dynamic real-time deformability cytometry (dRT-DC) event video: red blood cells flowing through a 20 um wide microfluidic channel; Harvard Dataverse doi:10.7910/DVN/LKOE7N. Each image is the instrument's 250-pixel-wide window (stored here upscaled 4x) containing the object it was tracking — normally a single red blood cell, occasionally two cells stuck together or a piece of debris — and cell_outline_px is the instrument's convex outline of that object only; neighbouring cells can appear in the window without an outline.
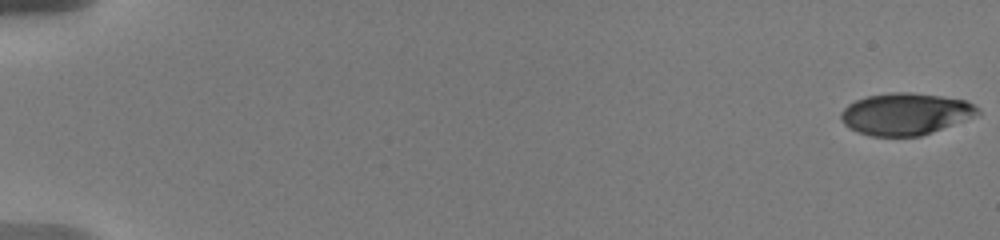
{"species": "human", "species_latin": "Homo sapiens", "temperature_condition": "warm", "stored_images_in_passage": 73, "camera_frame_rate_fps": 3000, "um_per_image_px": 0.085, "donor": {"sex": "male"}, "frame": {"image": 1, "passage_image": 1, "time_ms": 0.0, "image_size_px": [1000, 240], "cell_outline_px": [[980, 112], [972, 116], [932, 132], [920, 136], [872, 136], [860, 132], [844, 124], [840, 116], [840, 112], [848, 104], [856, 100], [868, 96], [896, 92], [908, 92], [940, 96], [964, 100], [972, 104]], "centroid_in_image_um": [76.91, 9.68], "position_along_channel_um": 8.1, "area_um2": 32.6}}
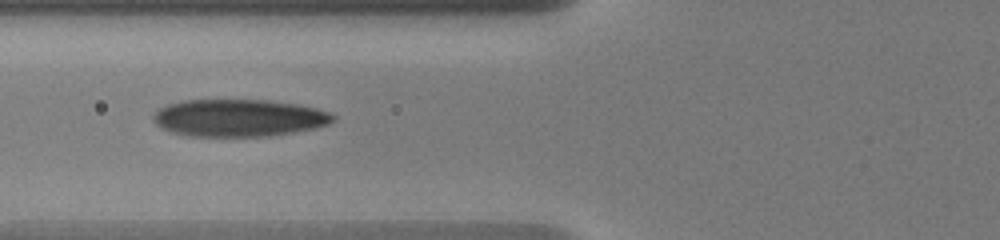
{"frame": {"image": 2, "passage_image": 29, "time_ms": 7.667, "image_size_px": [1000, 240], "cell_outline_px": [[332, 120], [328, 124], [312, 128], [272, 136], [188, 136], [172, 132], [160, 128], [152, 120], [152, 116], [160, 108], [168, 104], [184, 100], [264, 100], [300, 104], [316, 108], [328, 112], [332, 116]], "centroid_in_image_um": [20.24, 10.02], "position_along_channel_um": 105.6, "area_um2": 38.9}}
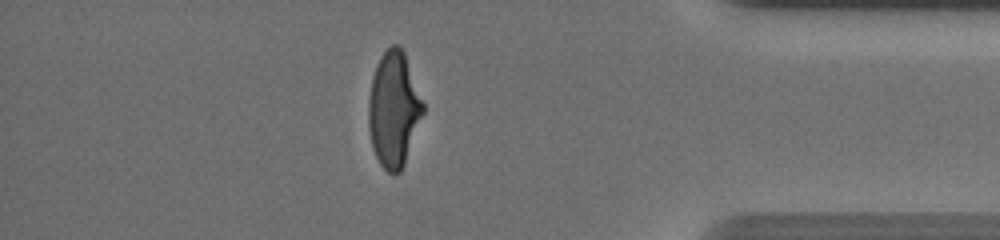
{"frame": {"image": 3, "passage_image": 64, "time_ms": 16.333, "image_size_px": [1000, 240], "cell_outline_px": [[424, 112], [404, 164], [400, 172], [388, 172], [380, 164], [372, 148], [368, 128], [368, 100], [372, 76], [376, 64], [380, 56], [392, 44], [396, 44], [404, 52], [424, 104]], "centroid_in_image_um": [33.45, 9.28], "position_along_channel_um": 401.8, "area_um2": 36.47}, "authors_computed_cell_mechanics": {"area_um2": 36.6452, "velocity_mm_per_s": 3.693, "shape_relaxation_time_tau1_ms": 5.2621, "shape_relaxation_time_tau2_ms": 1.1576, "deformation_change_tau1": 0.2236, "deformation_change_tau2": 0.0836}}